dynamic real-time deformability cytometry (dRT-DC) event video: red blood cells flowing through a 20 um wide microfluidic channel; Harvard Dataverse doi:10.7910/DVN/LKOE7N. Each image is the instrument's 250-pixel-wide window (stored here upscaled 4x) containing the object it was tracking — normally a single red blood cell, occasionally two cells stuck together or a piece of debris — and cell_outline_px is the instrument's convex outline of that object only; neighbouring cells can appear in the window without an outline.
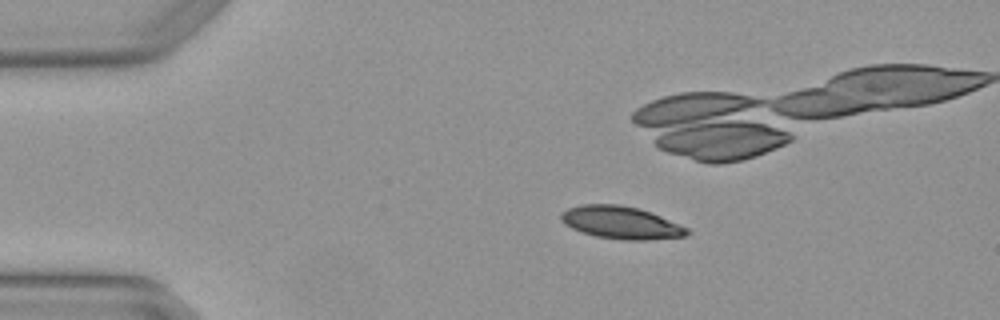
{"species": "Egyptian fruit bat (a non-hibernating species)", "species_latin": "Rousettus aegyptiacus", "temperature_condition": "warm", "stored_images_in_passage": 7, "camera_frame_rate_fps": 3000, "um_per_image_px": 0.085, "animal": {"sex": "female"}, "frame": {"image": 1, "passage_image": 3, "time_ms": 0.667, "image_size_px": [1000, 320], "cell_outline_px": [[692, 232], [684, 236], [648, 240], [624, 240], [596, 236], [580, 232], [564, 224], [560, 220], [560, 212], [568, 208], [580, 204], [620, 204], [640, 208], [660, 216], [688, 228]], "centroid_in_image_um": [52.75, 18.91], "position_along_channel_um": 32.2, "area_um2": 24.1}}